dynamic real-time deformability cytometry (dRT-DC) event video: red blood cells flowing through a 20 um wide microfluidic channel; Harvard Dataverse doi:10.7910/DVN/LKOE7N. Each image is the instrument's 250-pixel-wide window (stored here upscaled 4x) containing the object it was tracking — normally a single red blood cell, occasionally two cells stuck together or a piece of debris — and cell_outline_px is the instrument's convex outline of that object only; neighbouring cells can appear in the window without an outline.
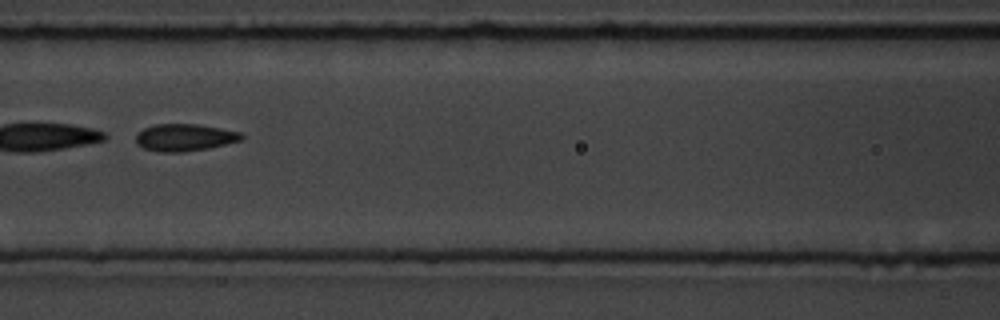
{"species": "common noctule bat (a hibernating species)", "species_latin": "Nyctalus noctula", "temperature_condition": "room temperature", "stored_images_in_passage": 8, "segment_of_instrument_passage": [2, 2], "camera_frame_rate_fps": 3000, "um_per_image_px": 0.085, "animal": {"sex": "male", "body_mass_g": 19.5, "forearm_length_mm": 54.6}, "frame": {"image": 1, "passage_image": 7, "time_ms": 7.667, "image_size_px": [1000, 320], "cell_outline_px": [[244, 140], [208, 148], [184, 152], [160, 152], [144, 148], [136, 144], [136, 136], [144, 128], [156, 124], [200, 124], [240, 132], [244, 136]], "centroid_in_image_um": [15.72, 11.69], "position_along_channel_um": 150.9, "area_um2": 16.76}}